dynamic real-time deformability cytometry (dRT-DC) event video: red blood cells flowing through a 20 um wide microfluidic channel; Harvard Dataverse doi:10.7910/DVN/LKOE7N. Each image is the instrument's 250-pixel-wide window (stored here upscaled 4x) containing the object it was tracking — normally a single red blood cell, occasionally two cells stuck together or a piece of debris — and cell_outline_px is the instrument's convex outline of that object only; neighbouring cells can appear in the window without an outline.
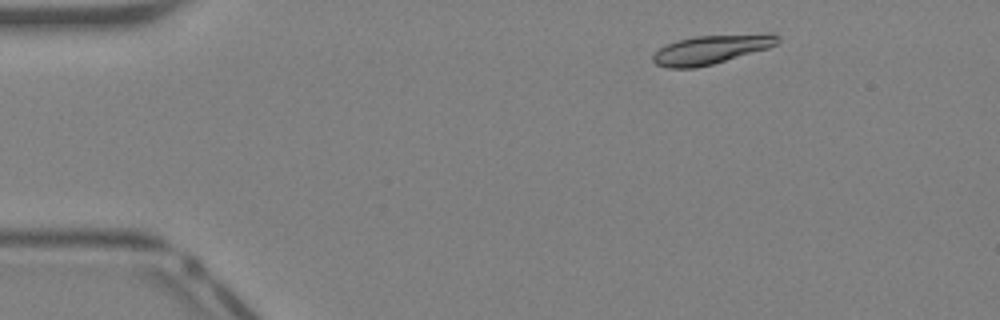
{"species": "Egyptian fruit bat (a non-hibernating species)", "species_latin": "Rousettus aegyptiacus", "temperature_condition": "warm", "stored_images_in_passage": 39, "camera_frame_rate_fps": 3000, "um_per_image_px": 0.085, "animal": {"sex": "female"}, "frame": {"image": 1, "passage_image": 4, "time_ms": 1.0, "image_size_px": [1000, 320], "cell_outline_px": [[780, 40], [776, 44], [768, 48], [712, 64], [696, 68], [668, 68], [656, 64], [652, 60], [652, 56], [660, 48], [668, 44], [680, 40], [696, 36], [768, 32], [772, 32], [780, 36]], "centroid_in_image_um": [60.52, 4.18], "position_along_channel_um": 24.5, "area_um2": 21.15}}
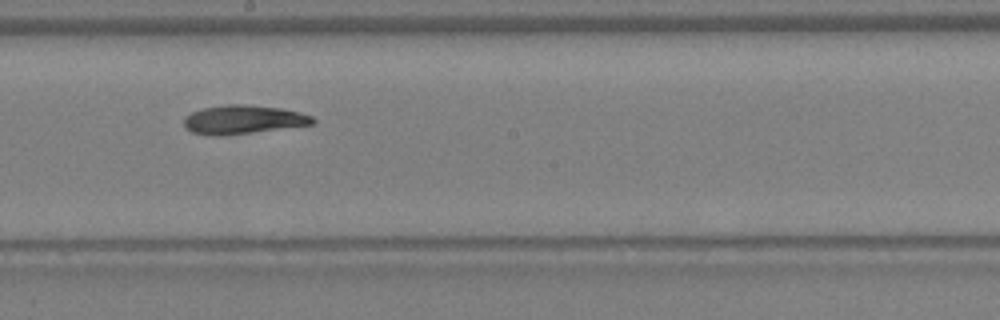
{"frame": {"image": 2, "passage_image": 21, "time_ms": 6.667, "image_size_px": [1000, 320], "cell_outline_px": [[316, 120], [312, 124], [248, 132], [192, 132], [184, 128], [184, 116], [192, 112], [204, 108], [228, 104], [244, 104], [280, 108], [300, 112], [312, 116]], "centroid_in_image_um": [20.71, 10.1], "position_along_channel_um": 227.5, "area_um2": 20.35}}
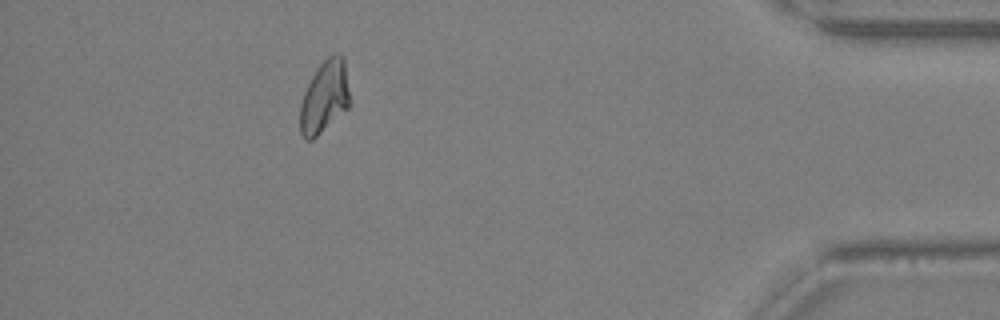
{"frame": {"image": 3, "passage_image": 35, "time_ms": 11.333, "image_size_px": [1000, 320], "cell_outline_px": [[348, 108], [312, 140], [304, 140], [300, 132], [300, 104], [304, 92], [312, 76], [320, 64], [328, 56], [336, 52], [340, 52], [344, 56], [348, 92]], "centroid_in_image_um": [27.56, 8.23], "position_along_channel_um": 407.6, "area_um2": 20.75}}